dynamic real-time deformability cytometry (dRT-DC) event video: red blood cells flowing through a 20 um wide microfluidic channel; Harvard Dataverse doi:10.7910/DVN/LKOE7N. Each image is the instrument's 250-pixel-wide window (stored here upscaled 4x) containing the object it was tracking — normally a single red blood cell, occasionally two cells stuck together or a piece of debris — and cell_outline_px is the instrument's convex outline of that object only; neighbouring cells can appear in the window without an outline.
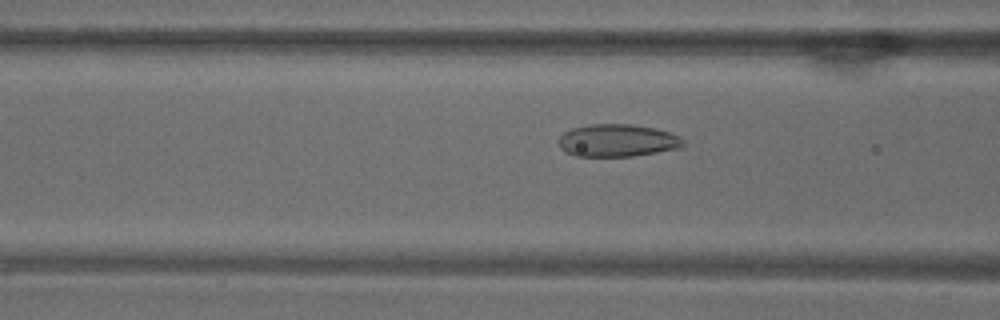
{"species": "common noctule bat (a hibernating species)", "species_latin": "Nyctalus noctula", "temperature_condition": "warm", "stored_images_in_passage": 54, "camera_frame_rate_fps": 3000, "um_per_image_px": 0.085, "animal": {"sex": "male", "body_mass_g": 18.8}, "frame": {"image": 1, "passage_image": 21, "time_ms": 6.667, "image_size_px": [1000, 320], "cell_outline_px": [[684, 144], [680, 148], [632, 156], [576, 156], [560, 148], [556, 140], [564, 132], [572, 128], [588, 124], [632, 124], [656, 128], [680, 136], [684, 140]], "centroid_in_image_um": [52.46, 11.93], "position_along_channel_um": 114.1, "area_um2": 23.7}}
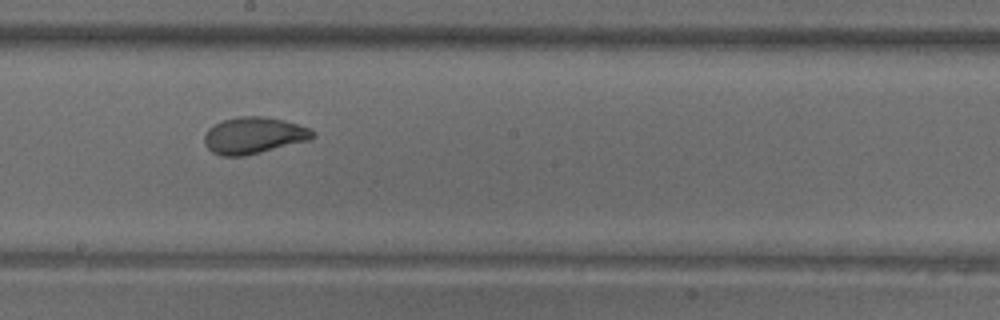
{"frame": {"image": 2, "passage_image": 30, "time_ms": 9.667, "image_size_px": [1000, 320], "cell_outline_px": [[316, 136], [312, 140], [244, 156], [220, 156], [212, 152], [204, 144], [204, 136], [208, 128], [212, 124], [224, 120], [240, 116], [264, 116], [284, 120], [312, 128], [316, 132]], "centroid_in_image_um": [21.6, 11.51], "position_along_channel_um": 226.6, "area_um2": 23.52}}
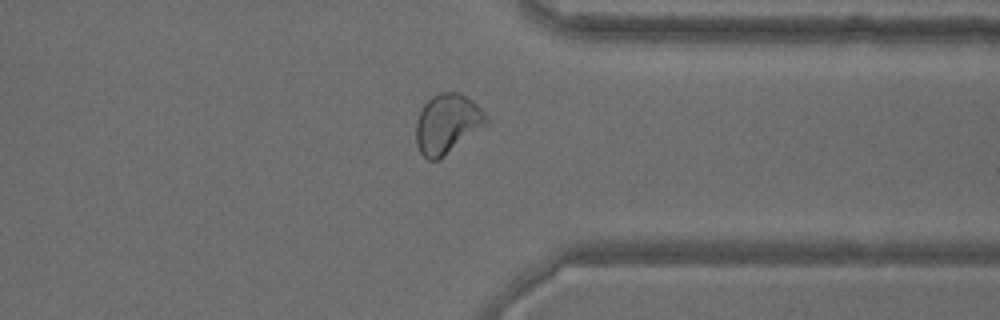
{"frame": {"image": 3, "passage_image": 42, "time_ms": 13.667, "image_size_px": [1000, 320], "cell_outline_px": [[488, 124], [440, 160], [428, 160], [420, 152], [416, 144], [416, 120], [424, 104], [432, 96], [440, 92], [456, 92], [472, 100], [488, 116]], "centroid_in_image_um": [38.02, 10.54], "position_along_channel_um": 373.4, "area_um2": 24.51}, "authors_computed_cell_mechanics": {"area_um2": 24.2471, "velocity_mm_per_s": 3.7518, "shape_relaxation_time_tau1_ms": 5.419, "shape_relaxation_time_tau2_ms": 0.7577, "deformation_change_tau1": 0.1665, "deformation_change_tau2": 0.0591}}